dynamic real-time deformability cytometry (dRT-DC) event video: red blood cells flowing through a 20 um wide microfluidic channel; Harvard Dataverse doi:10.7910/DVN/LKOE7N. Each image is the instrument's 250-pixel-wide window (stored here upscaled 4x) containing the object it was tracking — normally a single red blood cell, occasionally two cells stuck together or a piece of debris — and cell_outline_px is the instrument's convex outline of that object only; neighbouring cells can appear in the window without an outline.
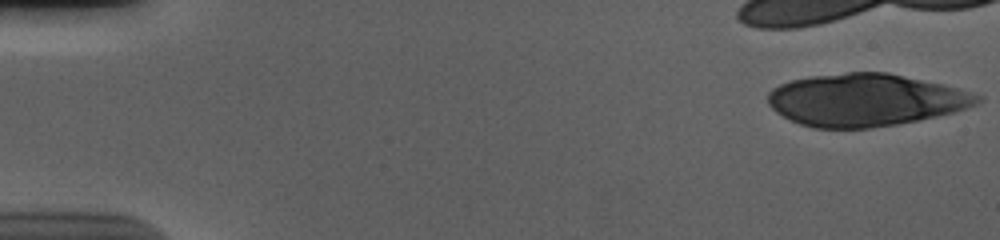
{"species": "human", "species_latin": "Homo sapiens", "temperature_condition": "cold", "stored_images_in_passage": 16, "camera_frame_rate_fps": 3000, "um_per_image_px": 0.085, "donor": {"sex": "male"}, "frame": {"image": 1, "passage_image": 1, "time_ms": 0.0, "image_size_px": [1000, 240], "cell_outline_px": [[984, 100], [976, 104], [952, 112], [936, 116], [896, 124], [868, 128], [812, 128], [800, 124], [776, 112], [768, 104], [768, 92], [772, 88], [780, 84], [792, 80], [812, 76], [848, 72], [888, 72], [944, 84], [984, 96]], "centroid_in_image_um": [73.56, 8.49], "position_along_channel_um": 11.4, "area_um2": 63.81}}